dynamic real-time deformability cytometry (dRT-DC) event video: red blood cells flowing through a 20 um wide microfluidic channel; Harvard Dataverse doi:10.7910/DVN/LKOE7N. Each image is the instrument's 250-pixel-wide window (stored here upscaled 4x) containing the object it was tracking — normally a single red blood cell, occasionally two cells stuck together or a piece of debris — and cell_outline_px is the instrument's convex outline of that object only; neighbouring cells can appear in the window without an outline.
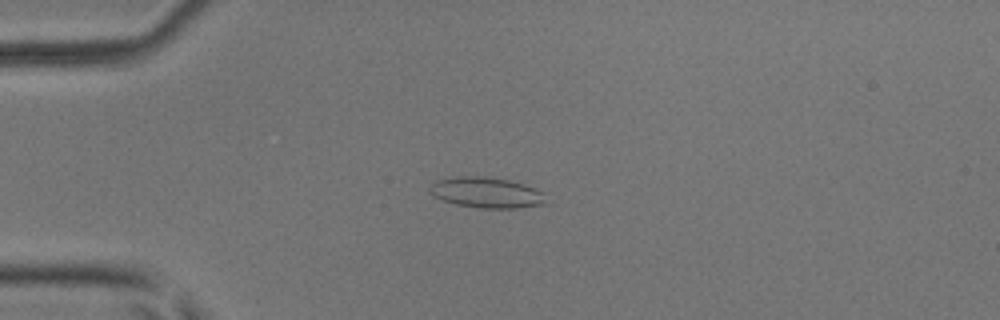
{"species": "common noctule bat (a hibernating species)", "species_latin": "Nyctalus noctula", "temperature_condition": "room temperature", "stored_images_in_passage": 8, "camera_frame_rate_fps": 3000, "um_per_image_px": 0.085, "animal": {"sex": "male", "body_mass_g": 17.9, "forearm_length_mm": 54.2}, "frame": {"image": 1, "passage_image": 4, "time_ms": 1.0, "image_size_px": [1000, 320], "cell_outline_px": [[548, 204], [516, 208], [480, 208], [456, 204], [444, 200], [428, 192], [428, 184], [436, 180], [456, 176], [484, 176], [508, 180], [524, 184], [544, 192]], "centroid_in_image_um": [41.35, 16.36], "position_along_channel_um": 43.6, "area_um2": 20.98}}
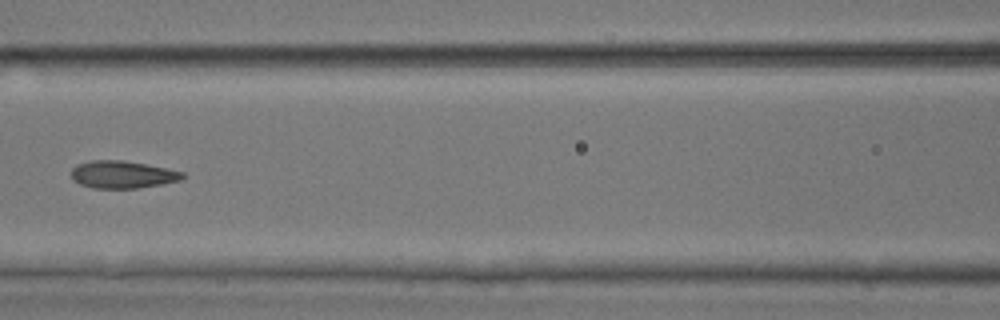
{"frame": {"image": 2, "passage_image": 7, "time_ms": 2.0, "image_size_px": [1000, 320], "cell_outline_px": [[188, 176], [184, 180], [164, 184], [136, 188], [92, 188], [80, 184], [72, 180], [72, 168], [76, 164], [92, 160], [124, 160], [168, 168], [184, 172]], "centroid_in_image_um": [10.47, 14.83], "position_along_channel_um": 156.1, "area_um2": 18.15}}
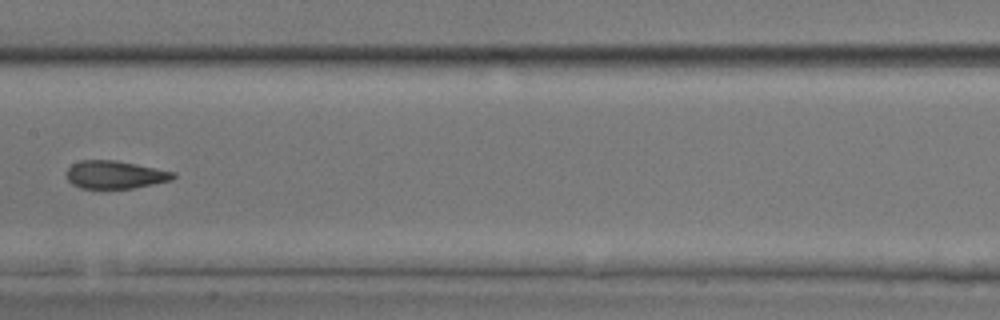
{"frame": {"image": 3, "passage_image": 8, "time_ms": 2.333, "image_size_px": [1000, 320], "cell_outline_px": [[176, 176], [172, 180], [132, 188], [80, 188], [72, 184], [68, 180], [68, 168], [72, 164], [80, 160], [116, 160], [176, 172]], "centroid_in_image_um": [9.79, 14.84], "position_along_channel_um": 197.6, "area_um2": 17.22}}